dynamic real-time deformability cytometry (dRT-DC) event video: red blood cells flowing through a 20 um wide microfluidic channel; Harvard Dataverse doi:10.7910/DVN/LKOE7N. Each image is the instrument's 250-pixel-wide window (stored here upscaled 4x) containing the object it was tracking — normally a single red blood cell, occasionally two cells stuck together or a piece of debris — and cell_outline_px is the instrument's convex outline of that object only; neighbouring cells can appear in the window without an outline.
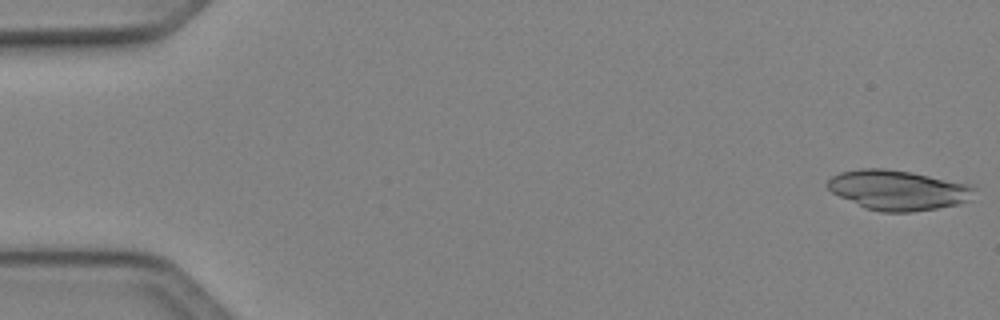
{"species": "Egyptian fruit bat (a non-hibernating species)", "species_latin": "Rousettus aegyptiacus", "temperature_condition": "cold", "stored_images_in_passage": 49, "camera_frame_rate_fps": 3000, "um_per_image_px": 0.085, "animal": {"sex": "female"}, "frame": {"image": 1, "passage_image": 1, "time_ms": 0.0, "image_size_px": [1000, 320], "cell_outline_px": [[976, 188], [968, 200], [956, 204], [936, 208], [912, 212], [884, 212], [864, 208], [832, 192], [824, 184], [832, 176], [840, 172], [860, 168], [884, 168], [912, 172], [972, 184]], "centroid_in_image_um": [76.31, 16.14], "position_along_channel_um": 8.7, "area_um2": 34.16}}